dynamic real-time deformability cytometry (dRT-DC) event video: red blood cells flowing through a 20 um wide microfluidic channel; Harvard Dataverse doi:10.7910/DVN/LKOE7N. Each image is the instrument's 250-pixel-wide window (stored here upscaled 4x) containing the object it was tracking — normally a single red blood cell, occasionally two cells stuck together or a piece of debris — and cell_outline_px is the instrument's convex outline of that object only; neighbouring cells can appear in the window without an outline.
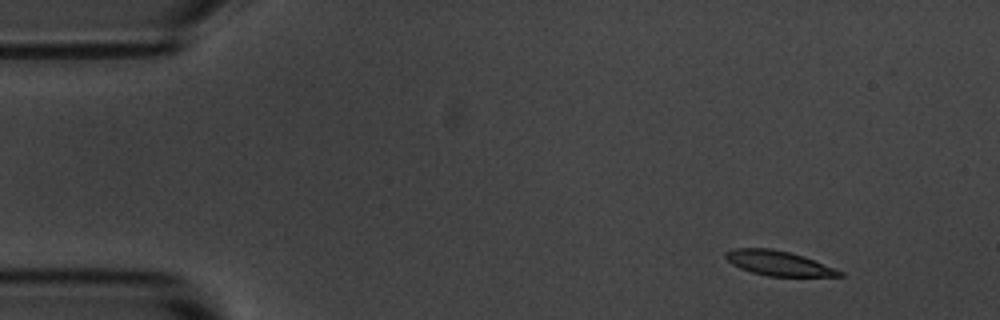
{"species": "common noctule bat (a hibernating species)", "species_latin": "Nyctalus noctula", "temperature_condition": "room temperature", "stored_images_in_passage": 4, "segment_of_instrument_passage": [1, 2], "camera_frame_rate_fps": 3000, "um_per_image_px": 0.085, "animal": {"sex": "male", "body_mass_g": 20.1, "forearm_length_mm": 53.5}, "frame": {"image": 1, "passage_image": 1, "time_ms": 0.0, "image_size_px": [1000, 320], "cell_outline_px": [[844, 276], [768, 276], [752, 272], [740, 268], [732, 264], [724, 256], [724, 252], [732, 248], [772, 248], [804, 256], [844, 272]], "centroid_in_image_um": [66.14, 22.36], "position_along_channel_um": 18.9, "area_um2": 16.36}}
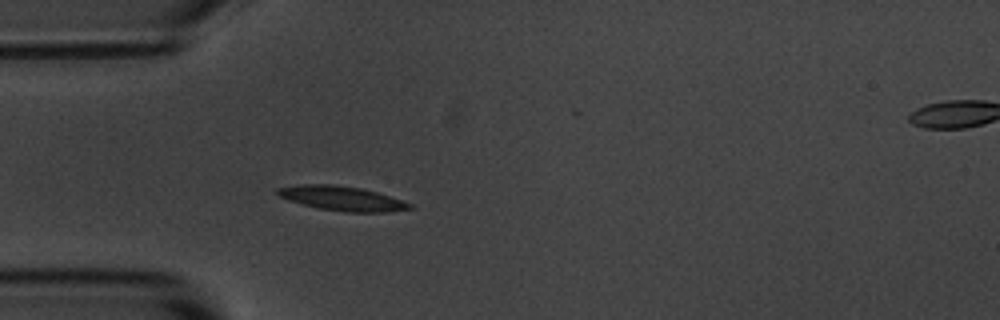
{"frame": {"image": 2, "passage_image": 3, "time_ms": 3.333, "image_size_px": [1000, 320], "cell_outline_px": [[412, 208], [384, 212], [344, 212], [320, 208], [288, 200], [280, 196], [276, 192], [276, 188], [300, 184], [332, 184], [360, 188], [376, 192], [412, 204]], "centroid_in_image_um": [29.03, 16.85], "position_along_channel_um": 56.0, "area_um2": 18.5}}